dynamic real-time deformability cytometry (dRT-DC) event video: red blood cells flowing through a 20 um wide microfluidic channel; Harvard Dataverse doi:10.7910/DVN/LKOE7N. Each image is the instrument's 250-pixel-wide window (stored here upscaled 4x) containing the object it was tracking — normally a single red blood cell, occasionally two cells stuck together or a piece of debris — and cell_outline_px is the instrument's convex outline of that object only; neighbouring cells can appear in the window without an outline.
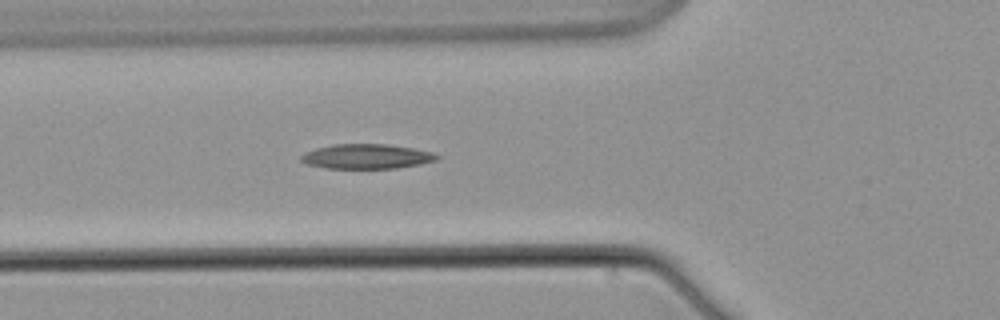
{"species": "common noctule bat (a hibernating species)", "species_latin": "Nyctalus noctula", "temperature_condition": "warm", "stored_images_in_passage": 3, "camera_frame_rate_fps": 3000, "um_per_image_px": 0.085, "animal": {"sex": "male", "body_mass_g": 21.5, "forearm_length_mm": 52.0}, "frame": {"image": 1, "passage_image": 3, "time_ms": 2.333, "image_size_px": [1000, 320], "cell_outline_px": [[440, 156], [436, 160], [420, 164], [396, 168], [324, 168], [304, 164], [300, 160], [300, 156], [304, 152], [316, 148], [332, 144], [388, 144], [412, 148], [432, 152]], "centroid_in_image_um": [31.1, 13.29], "position_along_channel_um": 94.7, "area_um2": 19.65}}